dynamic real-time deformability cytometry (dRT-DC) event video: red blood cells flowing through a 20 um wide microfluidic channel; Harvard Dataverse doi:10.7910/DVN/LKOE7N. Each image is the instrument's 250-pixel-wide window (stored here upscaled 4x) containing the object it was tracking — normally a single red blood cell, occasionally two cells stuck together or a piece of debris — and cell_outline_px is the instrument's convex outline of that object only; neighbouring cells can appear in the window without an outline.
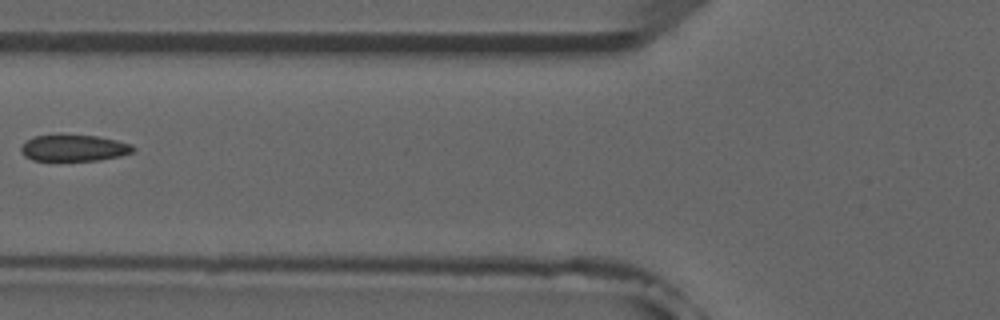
{"species": "common noctule bat (a hibernating species)", "species_latin": "Nyctalus noctula", "temperature_condition": "room temperature", "stored_images_in_passage": 6, "camera_frame_rate_fps": 3000, "um_per_image_px": 0.085, "animal": {"sex": "male", "forearm_length_mm": 52.5}, "frame": {"image": 1, "passage_image": 5, "time_ms": 4.667, "image_size_px": [1000, 320], "cell_outline_px": [[136, 148], [132, 152], [120, 156], [100, 160], [32, 160], [24, 156], [20, 152], [20, 148], [28, 140], [36, 136], [96, 136], [116, 140], [132, 144]], "centroid_in_image_um": [6.31, 12.6], "position_along_channel_um": 119.5, "area_um2": 16.88}}
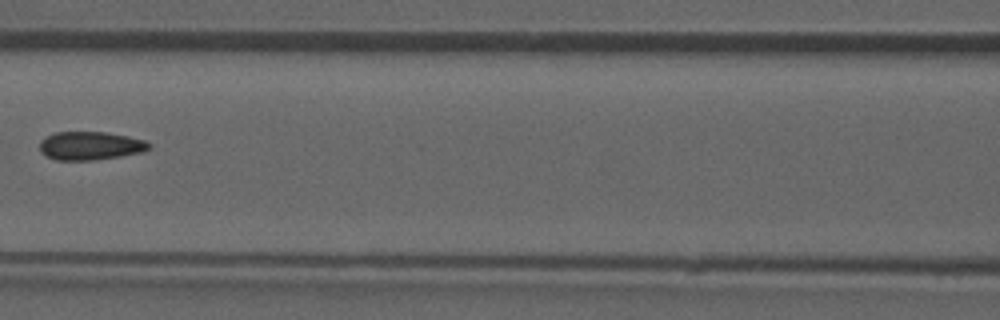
{"frame": {"image": 2, "passage_image": 6, "time_ms": 5.667, "image_size_px": [1000, 320], "cell_outline_px": [[152, 144], [144, 152], [120, 156], [92, 160], [56, 160], [44, 156], [40, 152], [40, 140], [56, 132], [108, 132], [128, 136], [144, 140]], "centroid_in_image_um": [7.66, 12.39], "position_along_channel_um": 158.9, "area_um2": 18.15}}